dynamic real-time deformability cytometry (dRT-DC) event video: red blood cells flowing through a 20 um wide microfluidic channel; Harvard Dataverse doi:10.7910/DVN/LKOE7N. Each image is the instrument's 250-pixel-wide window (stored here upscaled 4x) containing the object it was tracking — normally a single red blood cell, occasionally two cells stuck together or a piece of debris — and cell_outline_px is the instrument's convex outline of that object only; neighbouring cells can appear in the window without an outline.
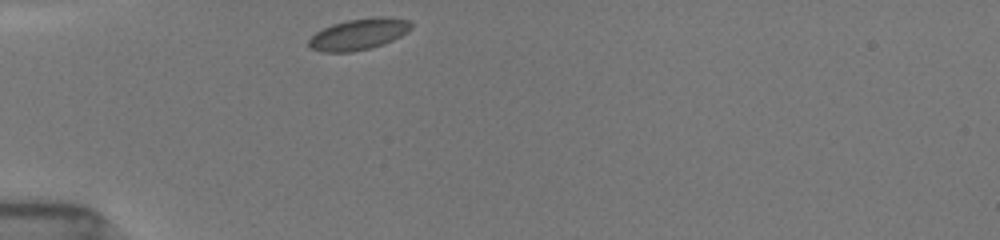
{"species": "common noctule bat (a hibernating species)", "species_latin": "Nyctalus noctula", "temperature_condition": "room temperature", "stored_images_in_passage": 31, "camera_frame_rate_fps": 3000, "um_per_image_px": 0.085, "animal": {"sex": "female", "body_mass_g": 19.5, "forearm_length_mm": 54.1}, "frame": {"image": 1, "passage_image": 1, "time_ms": 0.0, "image_size_px": [1000, 240], "cell_outline_px": [[412, 28], [408, 32], [384, 44], [352, 52], [320, 52], [312, 48], [308, 44], [308, 40], [316, 32], [332, 24], [348, 20], [376, 16], [384, 16], [408, 20], [412, 24]], "centroid_in_image_um": [30.5, 2.9], "position_along_channel_um": 54.5, "area_um2": 18.61}}
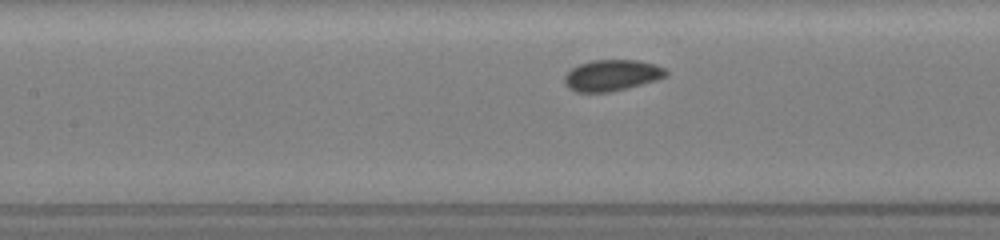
{"frame": {"image": 2, "passage_image": 10, "time_ms": 3.0, "image_size_px": [1000, 240], "cell_outline_px": [[668, 72], [664, 76], [656, 80], [628, 88], [608, 92], [576, 92], [568, 88], [564, 84], [564, 76], [572, 68], [580, 64], [592, 60], [640, 60], [664, 68]], "centroid_in_image_um": [51.97, 6.41], "position_along_channel_um": 155.4, "area_um2": 18.32}}
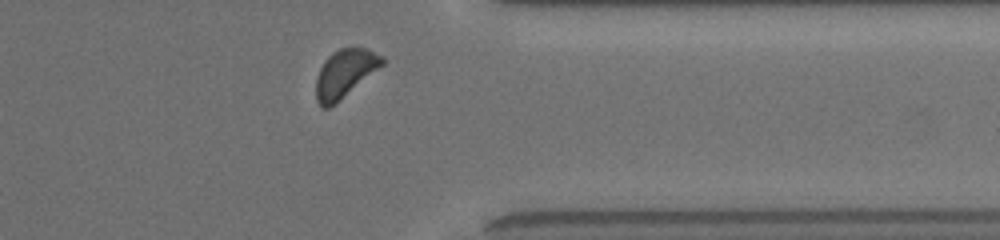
{"frame": {"image": 3, "passage_image": 28, "time_ms": 9.0, "image_size_px": [1000, 240], "cell_outline_px": [[384, 64], [328, 108], [320, 108], [316, 100], [316, 80], [320, 68], [324, 60], [332, 52], [340, 48], [368, 48], [384, 56]], "centroid_in_image_um": [29.3, 6.21], "position_along_channel_um": 382.1, "area_um2": 18.21}}